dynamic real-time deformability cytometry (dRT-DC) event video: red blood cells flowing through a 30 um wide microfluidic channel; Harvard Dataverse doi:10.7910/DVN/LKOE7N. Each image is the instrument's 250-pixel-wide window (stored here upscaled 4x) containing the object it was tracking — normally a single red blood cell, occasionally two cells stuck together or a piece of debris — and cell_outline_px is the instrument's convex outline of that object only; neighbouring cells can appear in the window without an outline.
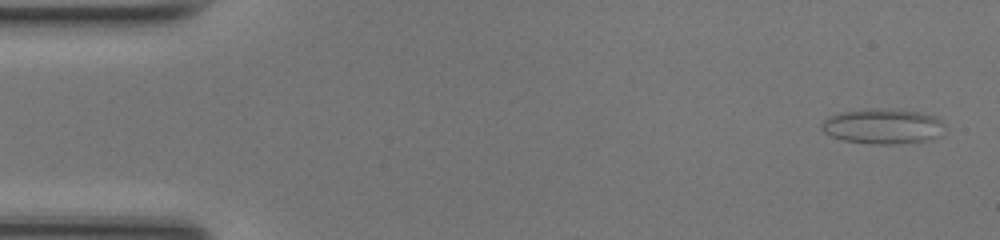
{"species": "common noctule bat (a hibernating species)", "species_latin": "Nyctalus noctula", "temperature_condition": "room temperature", "stored_images_in_passage": 48, "camera_frame_rate_fps": 3000, "um_per_image_px": 0.085, "animal": {"sex": "female", "body_mass_g": 17.0, "forearm_length_mm": 48.0}, "frame": {"image": 1, "passage_image": 1, "time_ms": 0.0, "image_size_px": [1000, 240], "cell_outline_px": [[940, 120], [936, 136], [928, 140], [892, 144], [872, 144], [844, 140], [832, 136], [824, 132], [820, 128], [820, 124], [824, 120], [832, 116], [844, 112], [872, 108], [880, 108], [916, 112], [932, 116]], "centroid_in_image_um": [74.92, 10.74], "position_along_channel_um": 10.1, "area_um2": 24.28}}
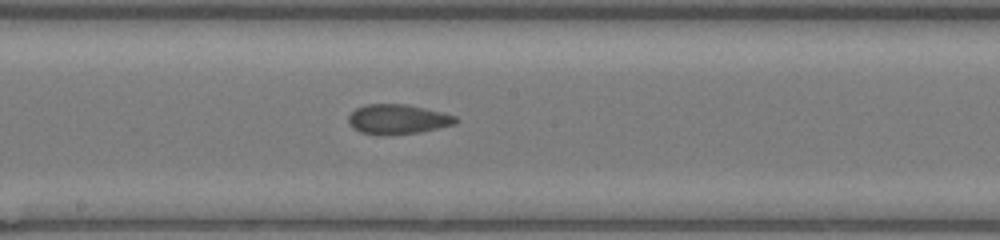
{"frame": {"image": 2, "passage_image": 25, "time_ms": 8.0, "image_size_px": [1000, 240], "cell_outline_px": [[460, 120], [456, 124], [420, 132], [360, 132], [352, 128], [348, 120], [348, 116], [356, 108], [368, 104], [408, 104], [444, 112], [456, 116]], "centroid_in_image_um": [33.88, 10.08], "position_along_channel_um": 214.3, "area_um2": 18.03}}
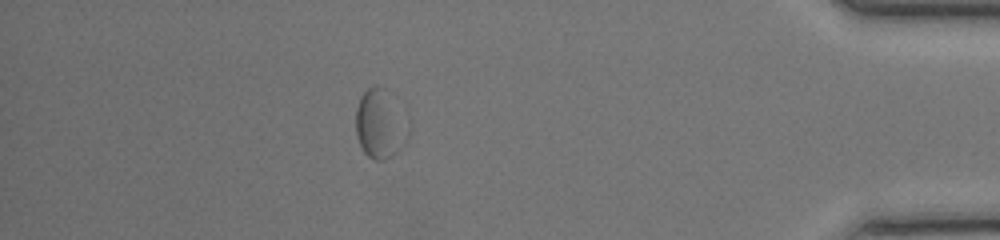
{"frame": {"image": 3, "passage_image": 42, "time_ms": 13.667, "image_size_px": [1000, 240], "cell_outline_px": [[412, 132], [408, 140], [392, 156], [384, 160], [372, 160], [364, 152], [356, 136], [356, 108], [360, 96], [368, 88], [384, 88], [388, 92]], "centroid_in_image_um": [32.31, 10.6], "position_along_channel_um": 402.9, "area_um2": 20.92}, "authors_computed_cell_mechanics": {"area_um2": 18.8428, "velocity_mm_per_s": 4.1917, "shape_relaxation_time_tau1_ms": null, "shape_relaxation_time_tau2_ms": 1.5473, "deformation_change_tau1": null, "deformation_change_tau2": 0.0737}}